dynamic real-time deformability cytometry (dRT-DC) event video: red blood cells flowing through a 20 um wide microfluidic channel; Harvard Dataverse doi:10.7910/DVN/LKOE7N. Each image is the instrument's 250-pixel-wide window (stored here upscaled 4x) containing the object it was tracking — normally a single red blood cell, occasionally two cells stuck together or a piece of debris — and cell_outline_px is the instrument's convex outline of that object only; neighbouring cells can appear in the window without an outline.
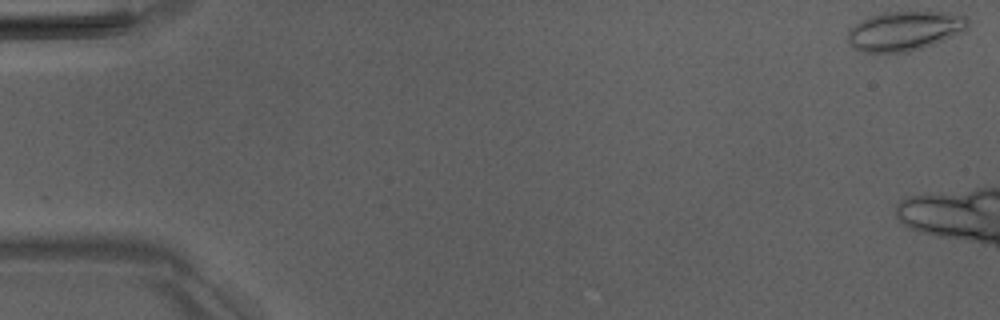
{"species": "Egyptian fruit bat (a non-hibernating species)", "species_latin": "Rousettus aegyptiacus", "temperature_condition": "room temperature", "stored_images_in_passage": 6, "camera_frame_rate_fps": 3000, "um_per_image_px": 0.085, "animal": {"sex": "male"}, "frame": {"image": 1, "passage_image": 1, "time_ms": 0.0, "image_size_px": [1000, 320], "cell_outline_px": [[972, 20], [968, 28], [932, 44], [908, 52], [864, 52], [852, 48], [848, 40], [848, 28], [868, 16], [888, 12], [948, 12], [968, 16]], "centroid_in_image_um": [76.88, 2.61], "position_along_channel_um": 8.1, "area_um2": 27.57}}